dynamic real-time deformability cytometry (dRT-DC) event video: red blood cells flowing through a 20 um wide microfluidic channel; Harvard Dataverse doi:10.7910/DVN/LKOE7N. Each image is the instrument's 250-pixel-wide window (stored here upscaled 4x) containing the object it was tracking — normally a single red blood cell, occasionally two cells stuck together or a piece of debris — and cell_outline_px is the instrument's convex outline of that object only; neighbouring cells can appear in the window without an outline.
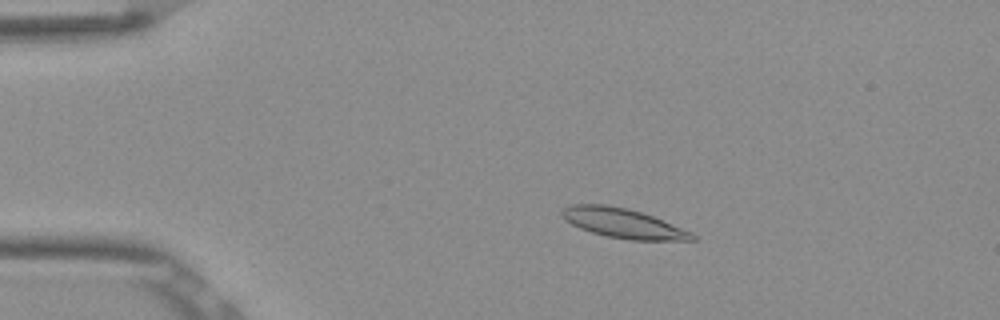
{"species": "Egyptian fruit bat (a non-hibernating species)", "species_latin": "Rousettus aegyptiacus", "temperature_condition": "room temperature", "stored_images_in_passage": 54, "camera_frame_rate_fps": 3000, "um_per_image_px": 0.085, "frame": {"image": 1, "passage_image": 11, "time_ms": 3.333, "image_size_px": [1000, 320], "cell_outline_px": [[696, 240], [632, 240], [608, 236], [592, 232], [580, 228], [572, 224], [560, 212], [564, 208], [572, 204], [608, 204], [628, 208], [652, 216], [692, 232], [696, 236]], "centroid_in_image_um": [52.98, 18.97], "position_along_channel_um": 32.0, "area_um2": 22.14}}
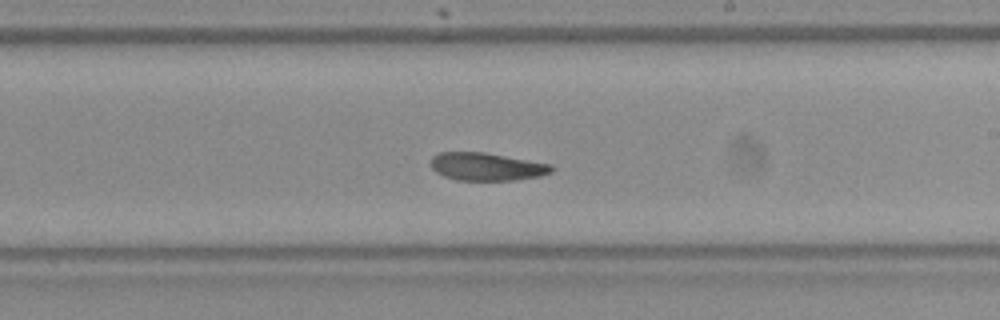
{"frame": {"image": 2, "passage_image": 32, "time_ms": 10.333, "image_size_px": [1000, 320], "cell_outline_px": [[556, 168], [552, 172], [540, 176], [516, 180], [456, 180], [444, 176], [436, 172], [432, 168], [432, 156], [440, 152], [484, 152], [552, 164]], "centroid_in_image_um": [41.4, 14.16], "position_along_channel_um": 247.6, "area_um2": 19.65}}
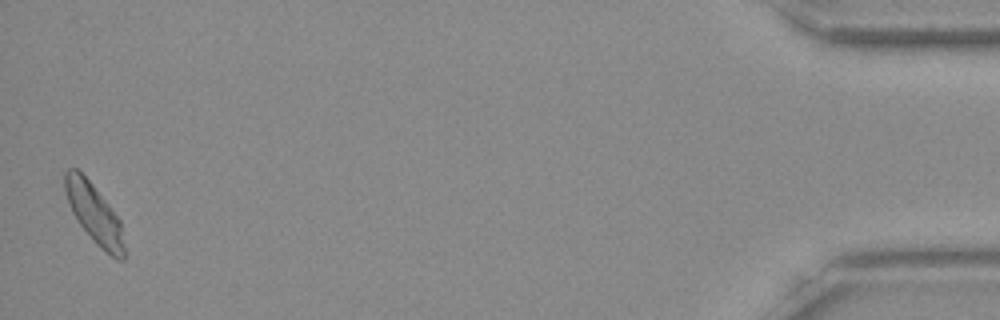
{"frame": {"image": 3, "passage_image": 53, "time_ms": 17.333, "image_size_px": [1000, 320], "cell_outline_px": [[124, 260], [116, 260], [100, 248], [96, 244], [80, 224], [72, 212], [64, 188], [64, 172], [68, 168], [76, 168], [92, 184], [108, 204], [120, 220], [124, 244]], "centroid_in_image_um": [8.01, 18.18], "position_along_channel_um": 427.2, "area_um2": 20.23}}